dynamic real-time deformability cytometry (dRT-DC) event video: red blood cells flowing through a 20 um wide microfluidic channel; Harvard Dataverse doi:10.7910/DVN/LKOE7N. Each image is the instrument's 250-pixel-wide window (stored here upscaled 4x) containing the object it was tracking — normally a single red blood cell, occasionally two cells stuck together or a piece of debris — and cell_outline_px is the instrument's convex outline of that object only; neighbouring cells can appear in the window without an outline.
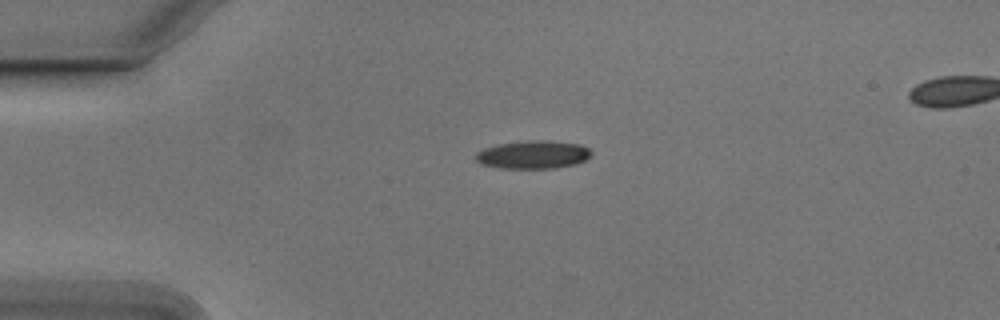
{"species": "Egyptian fruit bat (a non-hibernating species)", "species_latin": "Rousettus aegyptiacus", "temperature_condition": "cold", "stored_images_in_passage": 43, "segment_of_instrument_passage": [1, 2], "camera_frame_rate_fps": 3000, "um_per_image_px": 0.085, "animal": {"sex": "male"}, "frame": {"image": 1, "passage_image": 1, "time_ms": 0.0, "image_size_px": [1000, 320], "cell_outline_px": [[592, 152], [584, 160], [576, 164], [556, 168], [500, 168], [480, 164], [476, 160], [476, 152], [484, 148], [500, 144], [528, 140], [548, 140], [580, 144], [588, 148]], "centroid_in_image_um": [45.3, 13.14], "position_along_channel_um": 39.7, "area_um2": 18.9}}
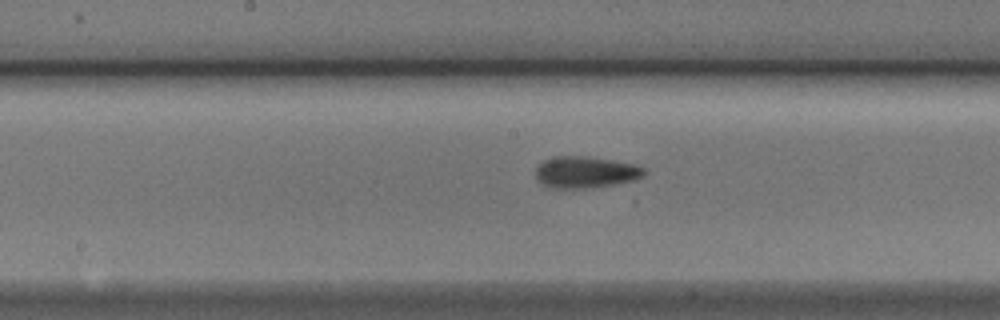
{"frame": {"image": 2, "passage_image": 16, "time_ms": 5.0, "image_size_px": [1000, 320], "cell_outline_px": [[644, 176], [632, 180], [592, 188], [548, 188], [540, 184], [536, 176], [536, 168], [544, 160], [552, 156], [584, 156], [612, 160], [632, 164], [644, 168]], "centroid_in_image_um": [49.7, 14.64], "position_along_channel_um": 198.5, "area_um2": 19.88}}
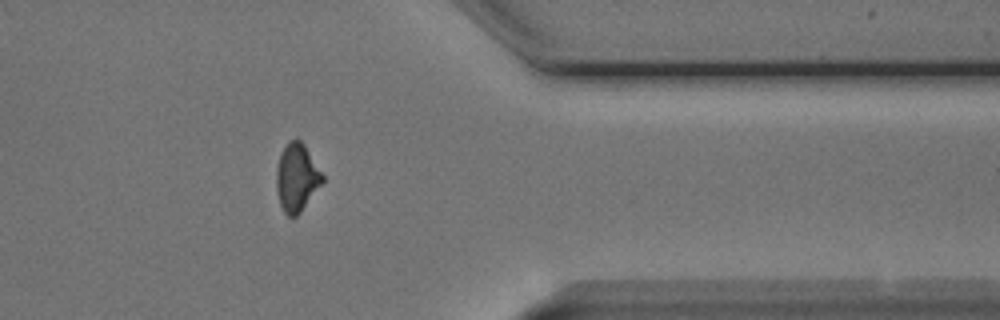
{"frame": {"image": 3, "passage_image": 32, "time_ms": 10.333, "image_size_px": [1000, 320], "cell_outline_px": [[324, 180], [300, 212], [296, 216], [288, 216], [284, 212], [280, 204], [276, 188], [276, 168], [280, 156], [284, 148], [292, 140], [300, 140], [304, 144], [324, 176]], "centroid_in_image_um": [25.22, 15.11], "position_along_channel_um": 386.2, "area_um2": 17.8}}